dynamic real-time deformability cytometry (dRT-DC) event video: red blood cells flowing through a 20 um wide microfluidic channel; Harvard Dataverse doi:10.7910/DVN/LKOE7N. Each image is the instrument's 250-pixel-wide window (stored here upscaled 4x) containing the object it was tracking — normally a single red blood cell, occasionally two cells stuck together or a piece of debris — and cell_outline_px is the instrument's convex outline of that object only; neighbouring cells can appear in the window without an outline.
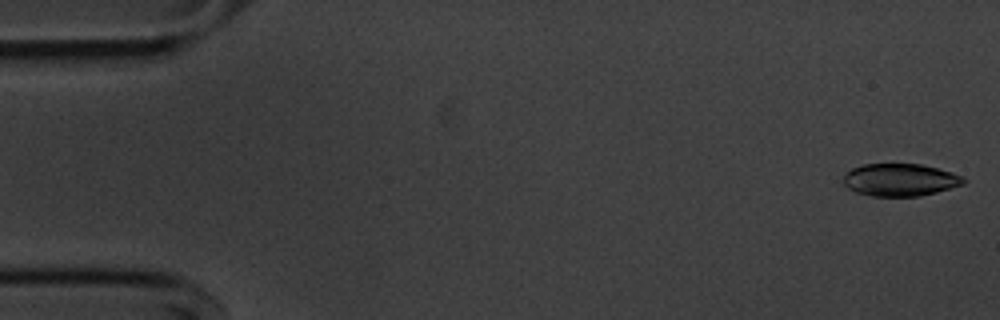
{"species": "common noctule bat (a hibernating species)", "species_latin": "Nyctalus noctula", "temperature_condition": "cold", "stored_images_in_passage": 54, "camera_frame_rate_fps": 3000, "um_per_image_px": 0.085, "animal": {"sex": "male", "body_mass_g": 20.1, "forearm_length_mm": 53.5}, "frame": {"image": 1, "passage_image": 1, "time_ms": 0.0, "image_size_px": [1000, 320], "cell_outline_px": [[968, 180], [964, 184], [936, 192], [920, 196], [872, 196], [856, 192], [848, 188], [844, 184], [844, 176], [852, 168], [864, 164], [920, 164], [952, 172]], "centroid_in_image_um": [76.52, 15.29], "position_along_channel_um": 8.5, "area_um2": 22.6}}
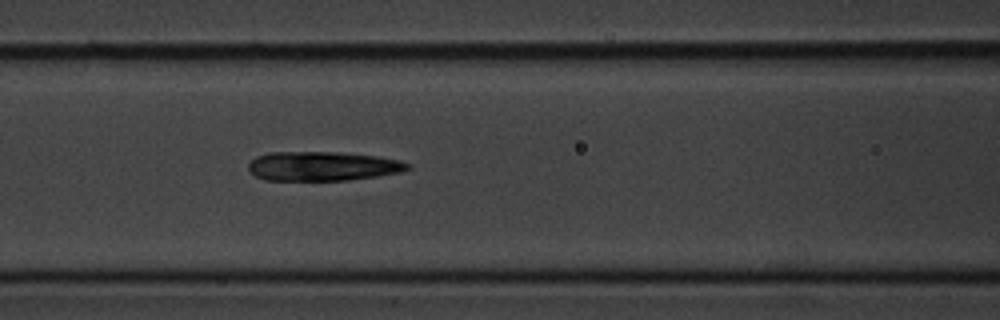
{"frame": {"image": 2, "passage_image": 22, "time_ms": 7.0, "image_size_px": [1000, 320], "cell_outline_px": [[412, 168], [396, 172], [376, 176], [348, 180], [264, 180], [248, 172], [248, 164], [256, 156], [268, 152], [340, 152], [376, 156], [400, 160], [412, 164]], "centroid_in_image_um": [27.39, 14.12], "position_along_channel_um": 139.2, "area_um2": 27.22}}
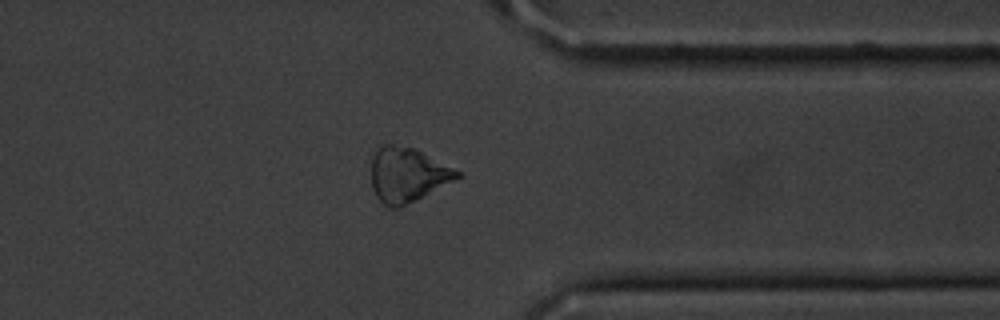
{"frame": {"image": 3, "passage_image": 42, "time_ms": 13.667, "image_size_px": [1000, 320], "cell_outline_px": [[460, 176], [396, 208], [388, 208], [376, 196], [372, 184], [372, 156], [376, 144], [392, 144], [416, 148], [460, 172]], "centroid_in_image_um": [34.54, 14.79], "position_along_channel_um": 376.9, "area_um2": 26.65}, "authors_computed_cell_mechanics": {"area_um2": 27.0215, "velocity_mm_per_s": 3.655, "shape_relaxation_time_tau1_ms": 4.2469, "shape_relaxation_time_tau2_ms": null, "deformation_change_tau1": 0.1005, "deformation_change_tau2": null}}